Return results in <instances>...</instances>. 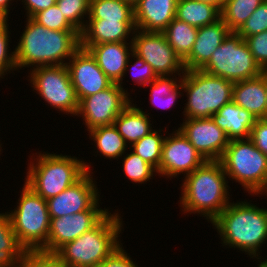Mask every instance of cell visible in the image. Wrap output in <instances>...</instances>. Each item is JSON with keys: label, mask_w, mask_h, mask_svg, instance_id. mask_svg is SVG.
Segmentation results:
<instances>
[{"label": "cell", "mask_w": 267, "mask_h": 267, "mask_svg": "<svg viewBox=\"0 0 267 267\" xmlns=\"http://www.w3.org/2000/svg\"><path fill=\"white\" fill-rule=\"evenodd\" d=\"M26 19L25 29L14 49L17 71L23 67L66 65L80 48L77 30H51L32 17Z\"/></svg>", "instance_id": "1"}, {"label": "cell", "mask_w": 267, "mask_h": 267, "mask_svg": "<svg viewBox=\"0 0 267 267\" xmlns=\"http://www.w3.org/2000/svg\"><path fill=\"white\" fill-rule=\"evenodd\" d=\"M220 235L222 245L237 248L251 258H262L263 243L267 240V209L251 202H230L211 222Z\"/></svg>", "instance_id": "2"}, {"label": "cell", "mask_w": 267, "mask_h": 267, "mask_svg": "<svg viewBox=\"0 0 267 267\" xmlns=\"http://www.w3.org/2000/svg\"><path fill=\"white\" fill-rule=\"evenodd\" d=\"M180 207L212 222L230 203L228 177L220 161H205L183 177ZM183 208V209H182Z\"/></svg>", "instance_id": "3"}, {"label": "cell", "mask_w": 267, "mask_h": 267, "mask_svg": "<svg viewBox=\"0 0 267 267\" xmlns=\"http://www.w3.org/2000/svg\"><path fill=\"white\" fill-rule=\"evenodd\" d=\"M120 215L108 213L95 227L55 253L67 267H97L122 244L118 239L124 226Z\"/></svg>", "instance_id": "4"}, {"label": "cell", "mask_w": 267, "mask_h": 267, "mask_svg": "<svg viewBox=\"0 0 267 267\" xmlns=\"http://www.w3.org/2000/svg\"><path fill=\"white\" fill-rule=\"evenodd\" d=\"M40 152L28 164L25 184L45 200L74 185L87 172H92L89 163L77 157Z\"/></svg>", "instance_id": "5"}, {"label": "cell", "mask_w": 267, "mask_h": 267, "mask_svg": "<svg viewBox=\"0 0 267 267\" xmlns=\"http://www.w3.org/2000/svg\"><path fill=\"white\" fill-rule=\"evenodd\" d=\"M181 85L187 97L184 119L211 118L232 101L234 82L202 70L185 71Z\"/></svg>", "instance_id": "6"}, {"label": "cell", "mask_w": 267, "mask_h": 267, "mask_svg": "<svg viewBox=\"0 0 267 267\" xmlns=\"http://www.w3.org/2000/svg\"><path fill=\"white\" fill-rule=\"evenodd\" d=\"M219 161L229 180L240 184L248 194L267 192V156L249 138L230 140Z\"/></svg>", "instance_id": "7"}, {"label": "cell", "mask_w": 267, "mask_h": 267, "mask_svg": "<svg viewBox=\"0 0 267 267\" xmlns=\"http://www.w3.org/2000/svg\"><path fill=\"white\" fill-rule=\"evenodd\" d=\"M14 210L7 211L18 242L25 250H42L48 240L50 216L47 200L25 183Z\"/></svg>", "instance_id": "8"}, {"label": "cell", "mask_w": 267, "mask_h": 267, "mask_svg": "<svg viewBox=\"0 0 267 267\" xmlns=\"http://www.w3.org/2000/svg\"><path fill=\"white\" fill-rule=\"evenodd\" d=\"M200 70L232 82L258 77L262 72L247 43L236 32L229 33Z\"/></svg>", "instance_id": "9"}, {"label": "cell", "mask_w": 267, "mask_h": 267, "mask_svg": "<svg viewBox=\"0 0 267 267\" xmlns=\"http://www.w3.org/2000/svg\"><path fill=\"white\" fill-rule=\"evenodd\" d=\"M30 70L28 81L30 80L33 91L36 90L45 103L56 110L76 116L79 100L67 65L40 66Z\"/></svg>", "instance_id": "10"}, {"label": "cell", "mask_w": 267, "mask_h": 267, "mask_svg": "<svg viewBox=\"0 0 267 267\" xmlns=\"http://www.w3.org/2000/svg\"><path fill=\"white\" fill-rule=\"evenodd\" d=\"M131 40L133 53L147 62L158 76L184 75L183 61L168 44L163 32L136 29Z\"/></svg>", "instance_id": "11"}, {"label": "cell", "mask_w": 267, "mask_h": 267, "mask_svg": "<svg viewBox=\"0 0 267 267\" xmlns=\"http://www.w3.org/2000/svg\"><path fill=\"white\" fill-rule=\"evenodd\" d=\"M127 90H123L118 83H112L108 88L89 95L79 102L76 116H82L87 131L114 124L121 111L130 102H134L128 97Z\"/></svg>", "instance_id": "12"}, {"label": "cell", "mask_w": 267, "mask_h": 267, "mask_svg": "<svg viewBox=\"0 0 267 267\" xmlns=\"http://www.w3.org/2000/svg\"><path fill=\"white\" fill-rule=\"evenodd\" d=\"M92 174L93 172H87L74 185L47 200L50 218L73 215L82 211H109L100 208V194Z\"/></svg>", "instance_id": "13"}, {"label": "cell", "mask_w": 267, "mask_h": 267, "mask_svg": "<svg viewBox=\"0 0 267 267\" xmlns=\"http://www.w3.org/2000/svg\"><path fill=\"white\" fill-rule=\"evenodd\" d=\"M205 161L184 134L176 129L164 138L157 174L169 179L177 178L179 174L192 173Z\"/></svg>", "instance_id": "14"}, {"label": "cell", "mask_w": 267, "mask_h": 267, "mask_svg": "<svg viewBox=\"0 0 267 267\" xmlns=\"http://www.w3.org/2000/svg\"><path fill=\"white\" fill-rule=\"evenodd\" d=\"M178 129L207 161H219L230 142L212 118L183 119Z\"/></svg>", "instance_id": "15"}, {"label": "cell", "mask_w": 267, "mask_h": 267, "mask_svg": "<svg viewBox=\"0 0 267 267\" xmlns=\"http://www.w3.org/2000/svg\"><path fill=\"white\" fill-rule=\"evenodd\" d=\"M66 65L79 102L112 84L111 80L99 68L96 59L86 49L80 47Z\"/></svg>", "instance_id": "16"}, {"label": "cell", "mask_w": 267, "mask_h": 267, "mask_svg": "<svg viewBox=\"0 0 267 267\" xmlns=\"http://www.w3.org/2000/svg\"><path fill=\"white\" fill-rule=\"evenodd\" d=\"M110 211H82L73 215L50 218L46 252H56L65 243L95 227Z\"/></svg>", "instance_id": "17"}, {"label": "cell", "mask_w": 267, "mask_h": 267, "mask_svg": "<svg viewBox=\"0 0 267 267\" xmlns=\"http://www.w3.org/2000/svg\"><path fill=\"white\" fill-rule=\"evenodd\" d=\"M80 47L91 53L96 59L99 68L112 83H118L125 90L122 83L125 77L126 65L130 55L133 53L132 40L129 42L80 45Z\"/></svg>", "instance_id": "18"}, {"label": "cell", "mask_w": 267, "mask_h": 267, "mask_svg": "<svg viewBox=\"0 0 267 267\" xmlns=\"http://www.w3.org/2000/svg\"><path fill=\"white\" fill-rule=\"evenodd\" d=\"M230 32L221 18L213 24L199 27L193 48L183 60L185 71L200 70Z\"/></svg>", "instance_id": "19"}, {"label": "cell", "mask_w": 267, "mask_h": 267, "mask_svg": "<svg viewBox=\"0 0 267 267\" xmlns=\"http://www.w3.org/2000/svg\"><path fill=\"white\" fill-rule=\"evenodd\" d=\"M178 0H138L134 6L137 30L163 32L175 18Z\"/></svg>", "instance_id": "20"}, {"label": "cell", "mask_w": 267, "mask_h": 267, "mask_svg": "<svg viewBox=\"0 0 267 267\" xmlns=\"http://www.w3.org/2000/svg\"><path fill=\"white\" fill-rule=\"evenodd\" d=\"M135 30V21L87 19L83 30L80 32V45L127 42L133 36Z\"/></svg>", "instance_id": "21"}, {"label": "cell", "mask_w": 267, "mask_h": 267, "mask_svg": "<svg viewBox=\"0 0 267 267\" xmlns=\"http://www.w3.org/2000/svg\"><path fill=\"white\" fill-rule=\"evenodd\" d=\"M232 101L256 119H267V94L264 79L258 77L234 82Z\"/></svg>", "instance_id": "22"}, {"label": "cell", "mask_w": 267, "mask_h": 267, "mask_svg": "<svg viewBox=\"0 0 267 267\" xmlns=\"http://www.w3.org/2000/svg\"><path fill=\"white\" fill-rule=\"evenodd\" d=\"M230 140L248 139L256 118L244 108L231 101L211 116Z\"/></svg>", "instance_id": "23"}, {"label": "cell", "mask_w": 267, "mask_h": 267, "mask_svg": "<svg viewBox=\"0 0 267 267\" xmlns=\"http://www.w3.org/2000/svg\"><path fill=\"white\" fill-rule=\"evenodd\" d=\"M149 115L130 102L116 118L114 125L129 146L154 130Z\"/></svg>", "instance_id": "24"}, {"label": "cell", "mask_w": 267, "mask_h": 267, "mask_svg": "<svg viewBox=\"0 0 267 267\" xmlns=\"http://www.w3.org/2000/svg\"><path fill=\"white\" fill-rule=\"evenodd\" d=\"M220 10L199 0H178L175 18L197 28L215 23L221 18Z\"/></svg>", "instance_id": "25"}, {"label": "cell", "mask_w": 267, "mask_h": 267, "mask_svg": "<svg viewBox=\"0 0 267 267\" xmlns=\"http://www.w3.org/2000/svg\"><path fill=\"white\" fill-rule=\"evenodd\" d=\"M89 138L95 142V147L105 159L121 158L128 149V144L125 139L119 134L115 125L99 126L88 131Z\"/></svg>", "instance_id": "26"}, {"label": "cell", "mask_w": 267, "mask_h": 267, "mask_svg": "<svg viewBox=\"0 0 267 267\" xmlns=\"http://www.w3.org/2000/svg\"><path fill=\"white\" fill-rule=\"evenodd\" d=\"M198 28L174 18L163 31L168 44L183 61L191 52Z\"/></svg>", "instance_id": "27"}, {"label": "cell", "mask_w": 267, "mask_h": 267, "mask_svg": "<svg viewBox=\"0 0 267 267\" xmlns=\"http://www.w3.org/2000/svg\"><path fill=\"white\" fill-rule=\"evenodd\" d=\"M172 77L158 76L147 85L151 87V104L156 108L158 107V109H169L175 105L174 103L177 102V98L182 97V77L178 78L175 74Z\"/></svg>", "instance_id": "28"}, {"label": "cell", "mask_w": 267, "mask_h": 267, "mask_svg": "<svg viewBox=\"0 0 267 267\" xmlns=\"http://www.w3.org/2000/svg\"><path fill=\"white\" fill-rule=\"evenodd\" d=\"M88 19L135 21L134 7L123 0H90Z\"/></svg>", "instance_id": "29"}, {"label": "cell", "mask_w": 267, "mask_h": 267, "mask_svg": "<svg viewBox=\"0 0 267 267\" xmlns=\"http://www.w3.org/2000/svg\"><path fill=\"white\" fill-rule=\"evenodd\" d=\"M25 251L18 242L7 213H0V261L16 266Z\"/></svg>", "instance_id": "30"}, {"label": "cell", "mask_w": 267, "mask_h": 267, "mask_svg": "<svg viewBox=\"0 0 267 267\" xmlns=\"http://www.w3.org/2000/svg\"><path fill=\"white\" fill-rule=\"evenodd\" d=\"M264 0H224L221 19L236 32Z\"/></svg>", "instance_id": "31"}, {"label": "cell", "mask_w": 267, "mask_h": 267, "mask_svg": "<svg viewBox=\"0 0 267 267\" xmlns=\"http://www.w3.org/2000/svg\"><path fill=\"white\" fill-rule=\"evenodd\" d=\"M161 132L162 129L153 130L129 147V151L132 148V152L139 155L156 170L159 169L162 145L165 138Z\"/></svg>", "instance_id": "32"}, {"label": "cell", "mask_w": 267, "mask_h": 267, "mask_svg": "<svg viewBox=\"0 0 267 267\" xmlns=\"http://www.w3.org/2000/svg\"><path fill=\"white\" fill-rule=\"evenodd\" d=\"M125 154L126 153L122 155L123 160H121L123 161V173L129 180H131V182H134L135 184H144L148 181L150 182V179H152L154 175H157V170L139 155L132 151L129 154Z\"/></svg>", "instance_id": "33"}, {"label": "cell", "mask_w": 267, "mask_h": 267, "mask_svg": "<svg viewBox=\"0 0 267 267\" xmlns=\"http://www.w3.org/2000/svg\"><path fill=\"white\" fill-rule=\"evenodd\" d=\"M56 5L66 20L81 32L86 24L84 19H88L89 16L90 0H57Z\"/></svg>", "instance_id": "34"}, {"label": "cell", "mask_w": 267, "mask_h": 267, "mask_svg": "<svg viewBox=\"0 0 267 267\" xmlns=\"http://www.w3.org/2000/svg\"><path fill=\"white\" fill-rule=\"evenodd\" d=\"M9 19H2L0 20V79L5 78L4 75H8V73H11L13 71L17 70L16 67V58H15V51L9 52L11 49H9V42L10 35L9 32ZM8 72V73H7Z\"/></svg>", "instance_id": "35"}, {"label": "cell", "mask_w": 267, "mask_h": 267, "mask_svg": "<svg viewBox=\"0 0 267 267\" xmlns=\"http://www.w3.org/2000/svg\"><path fill=\"white\" fill-rule=\"evenodd\" d=\"M15 267H67L55 252L26 250Z\"/></svg>", "instance_id": "36"}, {"label": "cell", "mask_w": 267, "mask_h": 267, "mask_svg": "<svg viewBox=\"0 0 267 267\" xmlns=\"http://www.w3.org/2000/svg\"><path fill=\"white\" fill-rule=\"evenodd\" d=\"M267 30V0H264L236 31L244 40Z\"/></svg>", "instance_id": "37"}, {"label": "cell", "mask_w": 267, "mask_h": 267, "mask_svg": "<svg viewBox=\"0 0 267 267\" xmlns=\"http://www.w3.org/2000/svg\"><path fill=\"white\" fill-rule=\"evenodd\" d=\"M36 22L43 25L45 28L57 31L76 30L62 14L59 7L54 4L48 9L36 13L32 17Z\"/></svg>", "instance_id": "38"}, {"label": "cell", "mask_w": 267, "mask_h": 267, "mask_svg": "<svg viewBox=\"0 0 267 267\" xmlns=\"http://www.w3.org/2000/svg\"><path fill=\"white\" fill-rule=\"evenodd\" d=\"M130 57H132L133 60L135 61L134 63H130L132 62V59L130 60L129 58V61L126 65L125 75L130 71L134 83L136 82V84L140 85L141 87H147V85L151 83L154 79H156L158 75L147 62H145L142 58H140L136 54L132 53ZM129 64L132 65L130 66Z\"/></svg>", "instance_id": "39"}, {"label": "cell", "mask_w": 267, "mask_h": 267, "mask_svg": "<svg viewBox=\"0 0 267 267\" xmlns=\"http://www.w3.org/2000/svg\"><path fill=\"white\" fill-rule=\"evenodd\" d=\"M255 62L261 69L267 68V30L245 39Z\"/></svg>", "instance_id": "40"}, {"label": "cell", "mask_w": 267, "mask_h": 267, "mask_svg": "<svg viewBox=\"0 0 267 267\" xmlns=\"http://www.w3.org/2000/svg\"><path fill=\"white\" fill-rule=\"evenodd\" d=\"M97 267H139L124 250L123 244L116 248Z\"/></svg>", "instance_id": "41"}, {"label": "cell", "mask_w": 267, "mask_h": 267, "mask_svg": "<svg viewBox=\"0 0 267 267\" xmlns=\"http://www.w3.org/2000/svg\"><path fill=\"white\" fill-rule=\"evenodd\" d=\"M249 139L267 156V119H257L250 131Z\"/></svg>", "instance_id": "42"}, {"label": "cell", "mask_w": 267, "mask_h": 267, "mask_svg": "<svg viewBox=\"0 0 267 267\" xmlns=\"http://www.w3.org/2000/svg\"><path fill=\"white\" fill-rule=\"evenodd\" d=\"M18 1V0H17ZM21 1V0H20ZM57 0H22L27 17H33L36 13L48 9L56 4Z\"/></svg>", "instance_id": "43"}, {"label": "cell", "mask_w": 267, "mask_h": 267, "mask_svg": "<svg viewBox=\"0 0 267 267\" xmlns=\"http://www.w3.org/2000/svg\"><path fill=\"white\" fill-rule=\"evenodd\" d=\"M11 1V2H10ZM12 1L14 2V0H0V10L7 16V17H9L8 16V14H10L9 13V11H10V5H12L11 3H12Z\"/></svg>", "instance_id": "44"}, {"label": "cell", "mask_w": 267, "mask_h": 267, "mask_svg": "<svg viewBox=\"0 0 267 267\" xmlns=\"http://www.w3.org/2000/svg\"><path fill=\"white\" fill-rule=\"evenodd\" d=\"M201 2L209 3L216 6L220 11L223 8L224 0H199Z\"/></svg>", "instance_id": "45"}, {"label": "cell", "mask_w": 267, "mask_h": 267, "mask_svg": "<svg viewBox=\"0 0 267 267\" xmlns=\"http://www.w3.org/2000/svg\"><path fill=\"white\" fill-rule=\"evenodd\" d=\"M263 79H264V84L266 87V94H267V68L266 69H262L261 75H260ZM266 110H267V103H266Z\"/></svg>", "instance_id": "46"}, {"label": "cell", "mask_w": 267, "mask_h": 267, "mask_svg": "<svg viewBox=\"0 0 267 267\" xmlns=\"http://www.w3.org/2000/svg\"><path fill=\"white\" fill-rule=\"evenodd\" d=\"M261 258H259V260H258V262L260 263V264H258V267H267V259H265L264 261L261 259Z\"/></svg>", "instance_id": "47"}, {"label": "cell", "mask_w": 267, "mask_h": 267, "mask_svg": "<svg viewBox=\"0 0 267 267\" xmlns=\"http://www.w3.org/2000/svg\"><path fill=\"white\" fill-rule=\"evenodd\" d=\"M123 1L130 4L133 7L138 3V0H123Z\"/></svg>", "instance_id": "48"}, {"label": "cell", "mask_w": 267, "mask_h": 267, "mask_svg": "<svg viewBox=\"0 0 267 267\" xmlns=\"http://www.w3.org/2000/svg\"><path fill=\"white\" fill-rule=\"evenodd\" d=\"M0 267H15L14 265L8 264L6 262L0 261Z\"/></svg>", "instance_id": "49"}, {"label": "cell", "mask_w": 267, "mask_h": 267, "mask_svg": "<svg viewBox=\"0 0 267 267\" xmlns=\"http://www.w3.org/2000/svg\"><path fill=\"white\" fill-rule=\"evenodd\" d=\"M8 19V17L0 10V20Z\"/></svg>", "instance_id": "50"}, {"label": "cell", "mask_w": 267, "mask_h": 267, "mask_svg": "<svg viewBox=\"0 0 267 267\" xmlns=\"http://www.w3.org/2000/svg\"><path fill=\"white\" fill-rule=\"evenodd\" d=\"M0 141H1V140H0ZM1 145H2V143L0 144V154H2L1 151H3V150L1 149V148H2Z\"/></svg>", "instance_id": "51"}]
</instances>
